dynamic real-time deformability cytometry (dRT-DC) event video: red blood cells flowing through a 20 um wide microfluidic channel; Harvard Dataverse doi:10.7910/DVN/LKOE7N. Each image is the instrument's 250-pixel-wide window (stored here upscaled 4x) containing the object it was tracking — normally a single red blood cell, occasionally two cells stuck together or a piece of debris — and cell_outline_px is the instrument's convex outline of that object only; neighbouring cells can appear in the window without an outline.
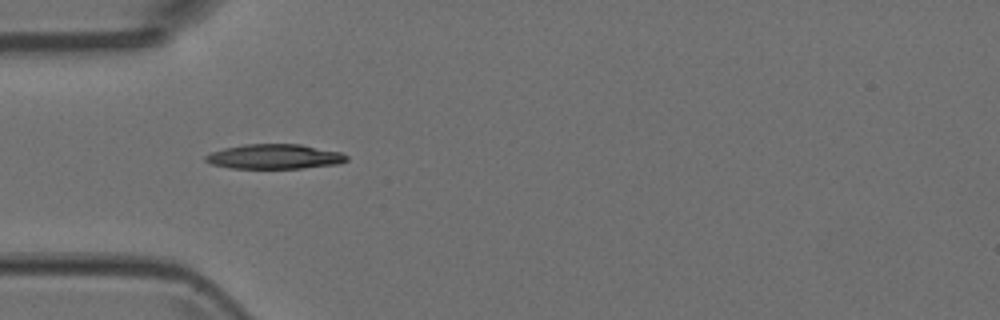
{"species": "Egyptian fruit bat (a non-hibernating species)", "species_latin": "Rousettus aegyptiacus", "temperature_condition": "room temperature", "stored_images_in_passage": 5, "camera_frame_rate_fps": 3000, "um_per_image_px": 0.085, "animal": {"sex": "female"}, "frame": {"image": 1, "passage_image": 4, "time_ms": 1.0, "image_size_px": [1000, 320], "cell_outline_px": [[348, 160], [336, 164], [304, 168], [228, 168], [212, 164], [204, 160], [204, 156], [212, 152], [224, 148], [244, 144], [300, 144], [340, 152], [348, 156]], "centroid_in_image_um": [23.31, 13.31], "position_along_channel_um": 61.7, "area_um2": 20.29}}
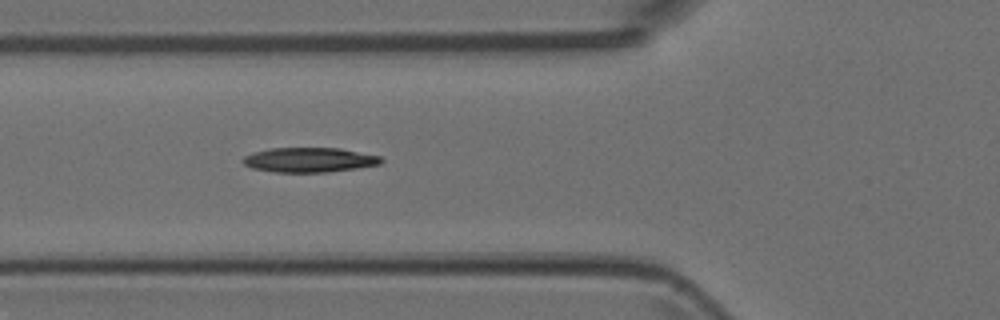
{"frame": {"image": 2, "passage_image": 5, "time_ms": 1.333, "image_size_px": [1000, 320], "cell_outline_px": [[384, 160], [380, 164], [356, 168], [328, 172], [272, 172], [252, 168], [244, 164], [240, 160], [244, 156], [256, 152], [272, 148], [340, 148], [380, 156]], "centroid_in_image_um": [26.29, 13.59], "position_along_channel_um": 99.5, "area_um2": 19.83}}